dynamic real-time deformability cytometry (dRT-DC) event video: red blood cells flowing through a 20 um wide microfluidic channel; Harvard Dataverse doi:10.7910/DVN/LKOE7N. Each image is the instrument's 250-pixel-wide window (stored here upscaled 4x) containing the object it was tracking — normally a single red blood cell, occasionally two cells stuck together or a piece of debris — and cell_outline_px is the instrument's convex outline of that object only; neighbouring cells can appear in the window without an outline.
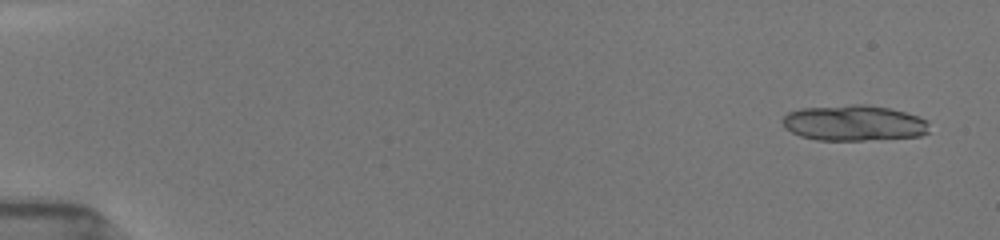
{"species": "common noctule bat (a hibernating species)", "species_latin": "Nyctalus noctula", "temperature_condition": "room temperature", "stored_images_in_passage": 22, "camera_frame_rate_fps": 3000, "um_per_image_px": 0.085, "animal": {"sex": "female", "body_mass_g": 19.5, "forearm_length_mm": 54.1}, "frame": {"image": 1, "passage_image": 3, "time_ms": 0.667, "image_size_px": [1000, 240], "cell_outline_px": [[928, 132], [920, 136], [864, 140], [816, 140], [800, 136], [784, 128], [780, 120], [788, 112], [800, 108], [852, 104], [864, 104], [888, 108], [904, 112], [928, 120]], "centroid_in_image_um": [72.53, 10.45], "position_along_channel_um": 12.5, "area_um2": 30.63}}